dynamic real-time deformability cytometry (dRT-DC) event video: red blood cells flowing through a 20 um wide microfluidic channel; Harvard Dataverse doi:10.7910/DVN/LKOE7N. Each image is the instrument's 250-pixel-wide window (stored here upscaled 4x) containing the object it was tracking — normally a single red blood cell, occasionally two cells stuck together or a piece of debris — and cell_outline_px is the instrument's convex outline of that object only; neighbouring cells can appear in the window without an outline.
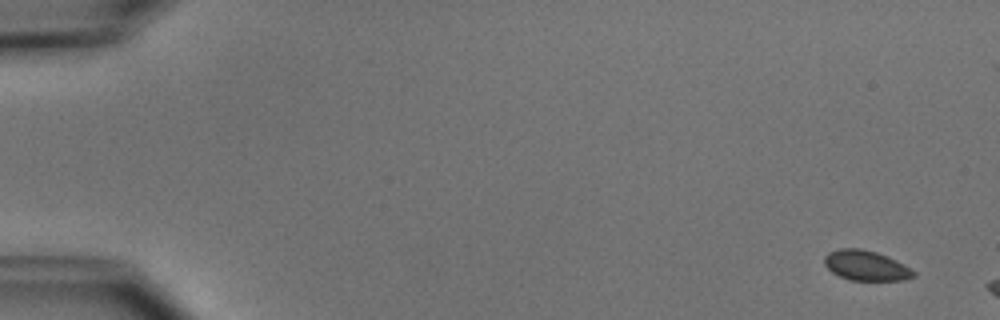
{"species": "common noctule bat (a hibernating species)", "species_latin": "Nyctalus noctula", "temperature_condition": "cold", "stored_images_in_passage": 5, "camera_frame_rate_fps": 3000, "um_per_image_px": 0.085, "animal": {"sex": "male", "body_mass_g": 15.6}, "frame": {"image": 1, "passage_image": 1, "time_ms": 0.0, "image_size_px": [1000, 320], "cell_outline_px": [[916, 276], [904, 280], [848, 280], [832, 272], [824, 264], [824, 256], [828, 252], [840, 248], [860, 248], [876, 252], [896, 260], [904, 264], [916, 272]], "centroid_in_image_um": [73.61, 22.57], "position_along_channel_um": 11.4, "area_um2": 15.66}}